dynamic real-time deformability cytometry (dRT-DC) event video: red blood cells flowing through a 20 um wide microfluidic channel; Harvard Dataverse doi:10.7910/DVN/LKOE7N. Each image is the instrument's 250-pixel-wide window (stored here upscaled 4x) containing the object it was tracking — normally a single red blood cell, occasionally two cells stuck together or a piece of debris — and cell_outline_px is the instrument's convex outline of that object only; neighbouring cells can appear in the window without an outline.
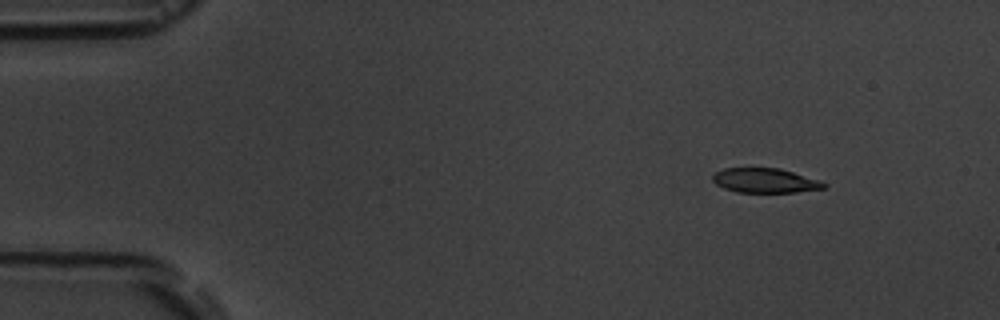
{"species": "common noctule bat (a hibernating species)", "species_latin": "Nyctalus noctula", "temperature_condition": "room temperature", "stored_images_in_passage": 4, "camera_frame_rate_fps": 3000, "um_per_image_px": 0.085, "animal": {"sex": "male", "body_mass_g": 19.5, "forearm_length_mm": 54.6}, "frame": {"image": 1, "passage_image": 1, "time_ms": 0.0, "image_size_px": [1000, 320], "cell_outline_px": [[828, 184], [824, 188], [796, 192], [736, 192], [724, 188], [716, 184], [712, 180], [712, 176], [716, 172], [724, 168], [780, 168], [820, 180]], "centroid_in_image_um": [65.03, 15.34], "position_along_channel_um": 20.0, "area_um2": 15.9}}
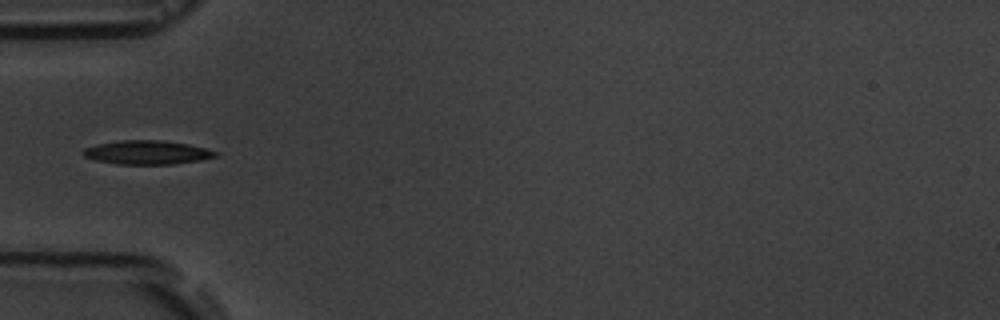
{"frame": {"image": 2, "passage_image": 3, "time_ms": 4.0, "image_size_px": [1000, 320], "cell_outline_px": [[220, 156], [200, 160], [172, 164], [116, 164], [96, 160], [84, 156], [80, 152], [84, 148], [96, 144], [120, 140], [164, 140], [188, 144], [220, 152]], "centroid_in_image_um": [12.51, 12.95], "position_along_channel_um": 72.5, "area_um2": 18.55}}
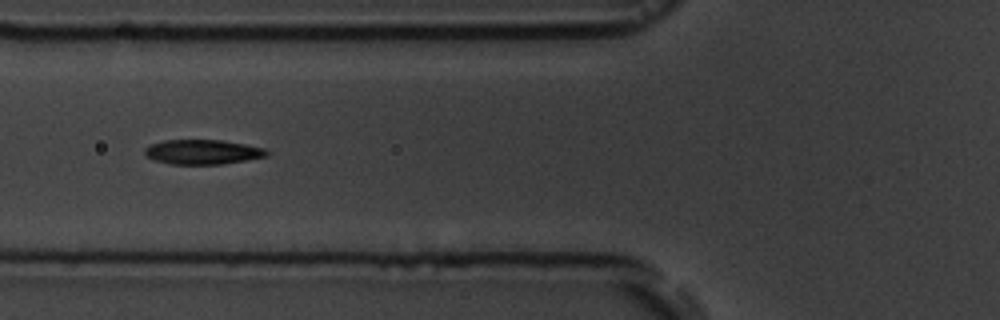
{"frame": {"image": 3, "passage_image": 4, "time_ms": 5.0, "image_size_px": [1000, 320], "cell_outline_px": [[272, 152], [268, 156], [220, 164], [172, 164], [156, 160], [148, 156], [144, 152], [144, 148], [152, 144], [164, 140], [220, 140], [244, 144], [264, 148]], "centroid_in_image_um": [17.26, 12.91], "position_along_channel_um": 108.5, "area_um2": 17.34}}